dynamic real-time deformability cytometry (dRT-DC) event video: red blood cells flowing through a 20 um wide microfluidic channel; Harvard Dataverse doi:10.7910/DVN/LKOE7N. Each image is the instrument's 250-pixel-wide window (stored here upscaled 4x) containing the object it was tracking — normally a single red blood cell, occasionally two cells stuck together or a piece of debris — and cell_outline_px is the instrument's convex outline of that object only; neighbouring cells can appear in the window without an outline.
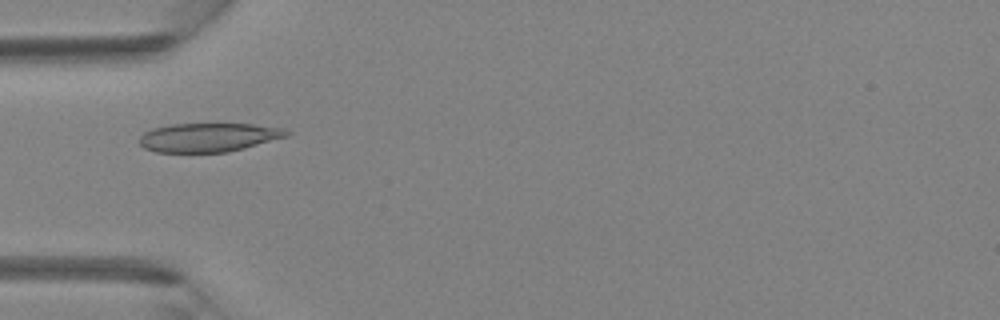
{"species": "Egyptian fruit bat (a non-hibernating species)", "species_latin": "Rousettus aegyptiacus", "temperature_condition": "room temperature", "stored_images_in_passage": 4, "camera_frame_rate_fps": 3000, "um_per_image_px": 0.085, "animal": {"sex": "female"}, "frame": {"image": 1, "passage_image": 4, "time_ms": 1.0, "image_size_px": [1000, 320], "cell_outline_px": [[292, 132], [288, 136], [244, 148], [228, 152], [156, 152], [144, 148], [140, 144], [140, 136], [144, 132], [152, 128], [172, 124], [252, 124], [284, 128]], "centroid_in_image_um": [17.73, 11.67], "position_along_channel_um": 67.3, "area_um2": 24.74}}